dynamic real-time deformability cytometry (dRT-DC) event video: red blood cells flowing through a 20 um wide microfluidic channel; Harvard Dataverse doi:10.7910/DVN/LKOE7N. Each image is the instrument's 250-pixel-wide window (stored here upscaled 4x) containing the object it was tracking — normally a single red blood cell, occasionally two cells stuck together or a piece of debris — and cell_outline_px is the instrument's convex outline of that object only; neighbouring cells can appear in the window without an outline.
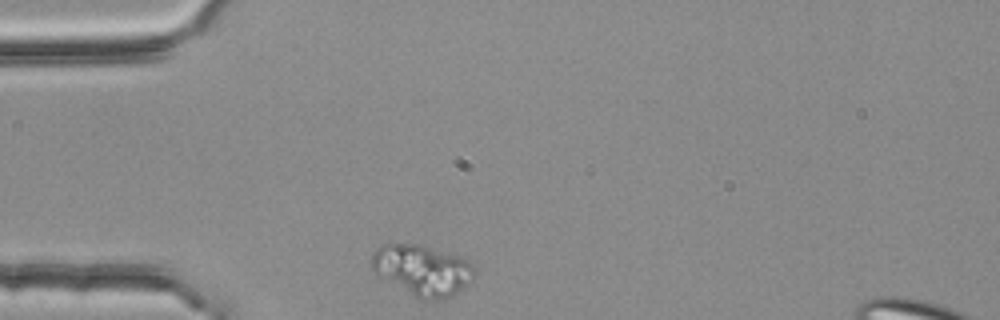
{"species": "common noctule bat (a hibernating species)", "species_latin": "Nyctalus noctula", "temperature_condition": "room temperature", "stored_images_in_passage": 33, "camera_frame_rate_fps": 3000, "um_per_image_px": 0.085, "animal": {"sex": "female", "body_mass_g": 25.1}, "frame": {"image": 1, "passage_image": 1, "time_ms": 0.0, "image_size_px": [1000, 320], "cell_outline_px": [[476, 272], [472, 280], [460, 292], [452, 296], [440, 300], [420, 300], [376, 276], [368, 268], [372, 252], [380, 244], [424, 244], [468, 260], [476, 268]], "centroid_in_image_um": [35.85, 22.97], "position_along_channel_um": 49.2, "area_um2": 31.44}}
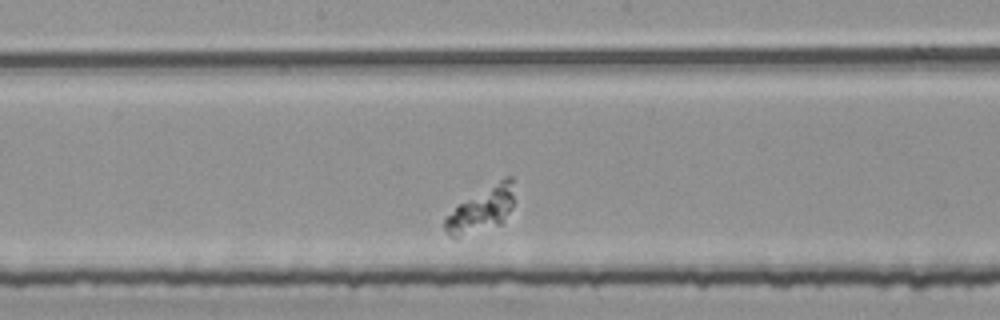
{"frame": {"image": 2, "passage_image": 16, "time_ms": 5.0, "image_size_px": [1000, 320], "cell_outline_px": [[512, 208], [504, 224], [456, 236], [448, 236], [444, 228], [444, 220], [456, 204], [500, 180], [508, 176], [512, 176]], "centroid_in_image_um": [40.92, 17.82], "position_along_channel_um": 207.3, "area_um2": 17.8}}
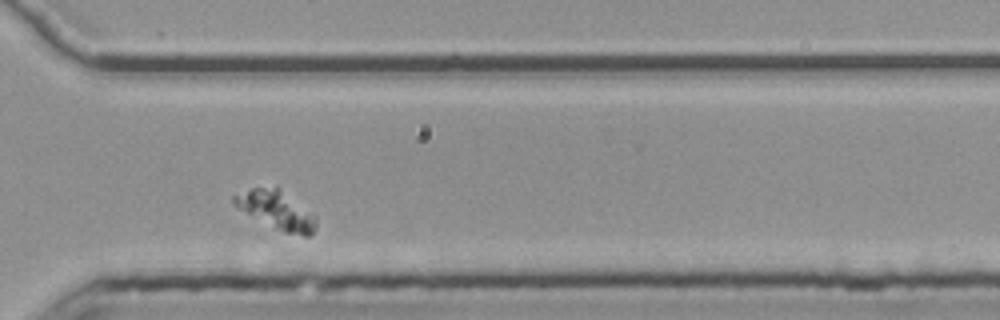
{"frame": {"image": 3, "passage_image": 28, "time_ms": 9.0, "image_size_px": [1000, 320], "cell_outline_px": [[316, 228], [308, 236], [304, 236], [284, 232], [236, 208], [232, 200], [232, 196], [252, 188], [276, 188], [316, 216]], "centroid_in_image_um": [23.48, 17.89], "position_along_channel_um": 347.1, "area_um2": 17.51}}